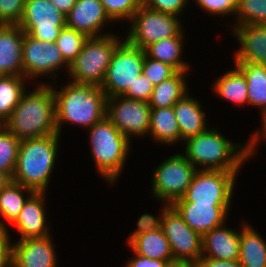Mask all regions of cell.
<instances>
[{
    "instance_id": "cell-1",
    "label": "cell",
    "mask_w": 266,
    "mask_h": 267,
    "mask_svg": "<svg viewBox=\"0 0 266 267\" xmlns=\"http://www.w3.org/2000/svg\"><path fill=\"white\" fill-rule=\"evenodd\" d=\"M40 82V83H39ZM26 90L3 126L19 140L58 133L52 82L39 81ZM29 91V92H28Z\"/></svg>"
},
{
    "instance_id": "cell-2",
    "label": "cell",
    "mask_w": 266,
    "mask_h": 267,
    "mask_svg": "<svg viewBox=\"0 0 266 267\" xmlns=\"http://www.w3.org/2000/svg\"><path fill=\"white\" fill-rule=\"evenodd\" d=\"M182 153L198 170H223L240 172L249 160L248 140L237 144L224 136L217 127H209L205 132L183 142Z\"/></svg>"
},
{
    "instance_id": "cell-3",
    "label": "cell",
    "mask_w": 266,
    "mask_h": 267,
    "mask_svg": "<svg viewBox=\"0 0 266 267\" xmlns=\"http://www.w3.org/2000/svg\"><path fill=\"white\" fill-rule=\"evenodd\" d=\"M54 86L56 128L60 136L64 123L88 130L106 116L107 96L101 87L71 81L59 90Z\"/></svg>"
},
{
    "instance_id": "cell-4",
    "label": "cell",
    "mask_w": 266,
    "mask_h": 267,
    "mask_svg": "<svg viewBox=\"0 0 266 267\" xmlns=\"http://www.w3.org/2000/svg\"><path fill=\"white\" fill-rule=\"evenodd\" d=\"M61 136L56 133L21 140L12 181L34 192H48Z\"/></svg>"
},
{
    "instance_id": "cell-5",
    "label": "cell",
    "mask_w": 266,
    "mask_h": 267,
    "mask_svg": "<svg viewBox=\"0 0 266 267\" xmlns=\"http://www.w3.org/2000/svg\"><path fill=\"white\" fill-rule=\"evenodd\" d=\"M90 152L96 172L108 185L113 186L124 171L132 142L105 116L87 130ZM130 152V153H129Z\"/></svg>"
},
{
    "instance_id": "cell-6",
    "label": "cell",
    "mask_w": 266,
    "mask_h": 267,
    "mask_svg": "<svg viewBox=\"0 0 266 267\" xmlns=\"http://www.w3.org/2000/svg\"><path fill=\"white\" fill-rule=\"evenodd\" d=\"M125 38L109 34L89 37L80 54L69 64L67 80L77 84L102 86L107 68L116 47Z\"/></svg>"
},
{
    "instance_id": "cell-7",
    "label": "cell",
    "mask_w": 266,
    "mask_h": 267,
    "mask_svg": "<svg viewBox=\"0 0 266 267\" xmlns=\"http://www.w3.org/2000/svg\"><path fill=\"white\" fill-rule=\"evenodd\" d=\"M197 170L182 153L170 155L153 169L152 198L172 205L185 195Z\"/></svg>"
},
{
    "instance_id": "cell-8",
    "label": "cell",
    "mask_w": 266,
    "mask_h": 267,
    "mask_svg": "<svg viewBox=\"0 0 266 267\" xmlns=\"http://www.w3.org/2000/svg\"><path fill=\"white\" fill-rule=\"evenodd\" d=\"M180 17L142 5L133 15L124 38L135 47L145 49L154 42L177 36L183 29Z\"/></svg>"
},
{
    "instance_id": "cell-9",
    "label": "cell",
    "mask_w": 266,
    "mask_h": 267,
    "mask_svg": "<svg viewBox=\"0 0 266 267\" xmlns=\"http://www.w3.org/2000/svg\"><path fill=\"white\" fill-rule=\"evenodd\" d=\"M145 51L124 39L115 49L101 89L107 98L123 95L142 74Z\"/></svg>"
},
{
    "instance_id": "cell-10",
    "label": "cell",
    "mask_w": 266,
    "mask_h": 267,
    "mask_svg": "<svg viewBox=\"0 0 266 267\" xmlns=\"http://www.w3.org/2000/svg\"><path fill=\"white\" fill-rule=\"evenodd\" d=\"M240 172L197 170L185 195L175 202L231 204Z\"/></svg>"
},
{
    "instance_id": "cell-11",
    "label": "cell",
    "mask_w": 266,
    "mask_h": 267,
    "mask_svg": "<svg viewBox=\"0 0 266 267\" xmlns=\"http://www.w3.org/2000/svg\"><path fill=\"white\" fill-rule=\"evenodd\" d=\"M23 76L32 81L43 76L47 79H57V72L65 69L68 73L69 64L64 60L58 46L53 42L33 38L24 34L22 45Z\"/></svg>"
},
{
    "instance_id": "cell-12",
    "label": "cell",
    "mask_w": 266,
    "mask_h": 267,
    "mask_svg": "<svg viewBox=\"0 0 266 267\" xmlns=\"http://www.w3.org/2000/svg\"><path fill=\"white\" fill-rule=\"evenodd\" d=\"M151 109L149 102L118 95L107 98L106 116L132 141L135 137L144 139L148 136Z\"/></svg>"
},
{
    "instance_id": "cell-13",
    "label": "cell",
    "mask_w": 266,
    "mask_h": 267,
    "mask_svg": "<svg viewBox=\"0 0 266 267\" xmlns=\"http://www.w3.org/2000/svg\"><path fill=\"white\" fill-rule=\"evenodd\" d=\"M18 25L35 39L55 43L66 26V15L51 0H26Z\"/></svg>"
},
{
    "instance_id": "cell-14",
    "label": "cell",
    "mask_w": 266,
    "mask_h": 267,
    "mask_svg": "<svg viewBox=\"0 0 266 267\" xmlns=\"http://www.w3.org/2000/svg\"><path fill=\"white\" fill-rule=\"evenodd\" d=\"M161 229L170 243L174 260L197 263L202 257V236L191 229L171 205L162 218Z\"/></svg>"
},
{
    "instance_id": "cell-15",
    "label": "cell",
    "mask_w": 266,
    "mask_h": 267,
    "mask_svg": "<svg viewBox=\"0 0 266 267\" xmlns=\"http://www.w3.org/2000/svg\"><path fill=\"white\" fill-rule=\"evenodd\" d=\"M112 22L100 0H76L66 15V26L85 34L88 38L111 34L103 28Z\"/></svg>"
},
{
    "instance_id": "cell-16",
    "label": "cell",
    "mask_w": 266,
    "mask_h": 267,
    "mask_svg": "<svg viewBox=\"0 0 266 267\" xmlns=\"http://www.w3.org/2000/svg\"><path fill=\"white\" fill-rule=\"evenodd\" d=\"M172 206L183 217L184 222L203 236L208 231L223 225L230 216L231 204H196V202H174ZM229 214V215H228Z\"/></svg>"
},
{
    "instance_id": "cell-17",
    "label": "cell",
    "mask_w": 266,
    "mask_h": 267,
    "mask_svg": "<svg viewBox=\"0 0 266 267\" xmlns=\"http://www.w3.org/2000/svg\"><path fill=\"white\" fill-rule=\"evenodd\" d=\"M27 238L13 241L12 267H58L54 238Z\"/></svg>"
},
{
    "instance_id": "cell-18",
    "label": "cell",
    "mask_w": 266,
    "mask_h": 267,
    "mask_svg": "<svg viewBox=\"0 0 266 267\" xmlns=\"http://www.w3.org/2000/svg\"><path fill=\"white\" fill-rule=\"evenodd\" d=\"M46 192H34L12 223L20 235L17 240L44 238L52 234L47 222ZM48 223V224H47Z\"/></svg>"
},
{
    "instance_id": "cell-19",
    "label": "cell",
    "mask_w": 266,
    "mask_h": 267,
    "mask_svg": "<svg viewBox=\"0 0 266 267\" xmlns=\"http://www.w3.org/2000/svg\"><path fill=\"white\" fill-rule=\"evenodd\" d=\"M230 30L240 47L233 54V63L250 62L266 66V25L243 24Z\"/></svg>"
},
{
    "instance_id": "cell-20",
    "label": "cell",
    "mask_w": 266,
    "mask_h": 267,
    "mask_svg": "<svg viewBox=\"0 0 266 267\" xmlns=\"http://www.w3.org/2000/svg\"><path fill=\"white\" fill-rule=\"evenodd\" d=\"M227 222L202 236V257L236 261L240 251V229L226 227Z\"/></svg>"
},
{
    "instance_id": "cell-21",
    "label": "cell",
    "mask_w": 266,
    "mask_h": 267,
    "mask_svg": "<svg viewBox=\"0 0 266 267\" xmlns=\"http://www.w3.org/2000/svg\"><path fill=\"white\" fill-rule=\"evenodd\" d=\"M24 34L19 25H0V76H23Z\"/></svg>"
},
{
    "instance_id": "cell-22",
    "label": "cell",
    "mask_w": 266,
    "mask_h": 267,
    "mask_svg": "<svg viewBox=\"0 0 266 267\" xmlns=\"http://www.w3.org/2000/svg\"><path fill=\"white\" fill-rule=\"evenodd\" d=\"M187 93L173 106L180 128V142L205 132L209 127L202 102Z\"/></svg>"
},
{
    "instance_id": "cell-23",
    "label": "cell",
    "mask_w": 266,
    "mask_h": 267,
    "mask_svg": "<svg viewBox=\"0 0 266 267\" xmlns=\"http://www.w3.org/2000/svg\"><path fill=\"white\" fill-rule=\"evenodd\" d=\"M240 251L239 262L242 267H266V241L252 224L244 219L239 221ZM242 222V223H241Z\"/></svg>"
},
{
    "instance_id": "cell-24",
    "label": "cell",
    "mask_w": 266,
    "mask_h": 267,
    "mask_svg": "<svg viewBox=\"0 0 266 267\" xmlns=\"http://www.w3.org/2000/svg\"><path fill=\"white\" fill-rule=\"evenodd\" d=\"M185 31L183 29L177 36L150 44L144 49L145 55L171 65L176 71H191L190 63L182 57Z\"/></svg>"
},
{
    "instance_id": "cell-25",
    "label": "cell",
    "mask_w": 266,
    "mask_h": 267,
    "mask_svg": "<svg viewBox=\"0 0 266 267\" xmlns=\"http://www.w3.org/2000/svg\"><path fill=\"white\" fill-rule=\"evenodd\" d=\"M149 137L152 142L168 146L180 143V128L172 107L152 108Z\"/></svg>"
},
{
    "instance_id": "cell-26",
    "label": "cell",
    "mask_w": 266,
    "mask_h": 267,
    "mask_svg": "<svg viewBox=\"0 0 266 267\" xmlns=\"http://www.w3.org/2000/svg\"><path fill=\"white\" fill-rule=\"evenodd\" d=\"M33 193V190L12 180L0 190V230L10 233V225L17 219L25 202Z\"/></svg>"
},
{
    "instance_id": "cell-27",
    "label": "cell",
    "mask_w": 266,
    "mask_h": 267,
    "mask_svg": "<svg viewBox=\"0 0 266 267\" xmlns=\"http://www.w3.org/2000/svg\"><path fill=\"white\" fill-rule=\"evenodd\" d=\"M212 87L220 99L233 103V105L243 107L248 105V85L244 74L235 65L233 69L219 76Z\"/></svg>"
},
{
    "instance_id": "cell-28",
    "label": "cell",
    "mask_w": 266,
    "mask_h": 267,
    "mask_svg": "<svg viewBox=\"0 0 266 267\" xmlns=\"http://www.w3.org/2000/svg\"><path fill=\"white\" fill-rule=\"evenodd\" d=\"M128 247L133 253L150 259L174 260L170 243L161 228L135 237Z\"/></svg>"
},
{
    "instance_id": "cell-29",
    "label": "cell",
    "mask_w": 266,
    "mask_h": 267,
    "mask_svg": "<svg viewBox=\"0 0 266 267\" xmlns=\"http://www.w3.org/2000/svg\"><path fill=\"white\" fill-rule=\"evenodd\" d=\"M246 79L248 105L259 108L260 116L266 114V66L250 62L234 64Z\"/></svg>"
},
{
    "instance_id": "cell-30",
    "label": "cell",
    "mask_w": 266,
    "mask_h": 267,
    "mask_svg": "<svg viewBox=\"0 0 266 267\" xmlns=\"http://www.w3.org/2000/svg\"><path fill=\"white\" fill-rule=\"evenodd\" d=\"M189 71H177L172 77L155 85L149 105L151 108L172 107L189 91L186 77ZM186 75V76H185Z\"/></svg>"
},
{
    "instance_id": "cell-31",
    "label": "cell",
    "mask_w": 266,
    "mask_h": 267,
    "mask_svg": "<svg viewBox=\"0 0 266 267\" xmlns=\"http://www.w3.org/2000/svg\"><path fill=\"white\" fill-rule=\"evenodd\" d=\"M24 76H0V125L10 117L27 89Z\"/></svg>"
},
{
    "instance_id": "cell-32",
    "label": "cell",
    "mask_w": 266,
    "mask_h": 267,
    "mask_svg": "<svg viewBox=\"0 0 266 267\" xmlns=\"http://www.w3.org/2000/svg\"><path fill=\"white\" fill-rule=\"evenodd\" d=\"M230 28L243 24L266 25V0H237V8Z\"/></svg>"
},
{
    "instance_id": "cell-33",
    "label": "cell",
    "mask_w": 266,
    "mask_h": 267,
    "mask_svg": "<svg viewBox=\"0 0 266 267\" xmlns=\"http://www.w3.org/2000/svg\"><path fill=\"white\" fill-rule=\"evenodd\" d=\"M21 140L0 125V170L13 176Z\"/></svg>"
},
{
    "instance_id": "cell-34",
    "label": "cell",
    "mask_w": 266,
    "mask_h": 267,
    "mask_svg": "<svg viewBox=\"0 0 266 267\" xmlns=\"http://www.w3.org/2000/svg\"><path fill=\"white\" fill-rule=\"evenodd\" d=\"M87 39L85 34L64 26L55 44L61 51L64 60L70 64L80 54Z\"/></svg>"
},
{
    "instance_id": "cell-35",
    "label": "cell",
    "mask_w": 266,
    "mask_h": 267,
    "mask_svg": "<svg viewBox=\"0 0 266 267\" xmlns=\"http://www.w3.org/2000/svg\"><path fill=\"white\" fill-rule=\"evenodd\" d=\"M113 24L132 19L134 13L143 5V0H100Z\"/></svg>"
},
{
    "instance_id": "cell-36",
    "label": "cell",
    "mask_w": 266,
    "mask_h": 267,
    "mask_svg": "<svg viewBox=\"0 0 266 267\" xmlns=\"http://www.w3.org/2000/svg\"><path fill=\"white\" fill-rule=\"evenodd\" d=\"M177 71L169 64L145 55L142 74L155 86L172 77Z\"/></svg>"
},
{
    "instance_id": "cell-37",
    "label": "cell",
    "mask_w": 266,
    "mask_h": 267,
    "mask_svg": "<svg viewBox=\"0 0 266 267\" xmlns=\"http://www.w3.org/2000/svg\"><path fill=\"white\" fill-rule=\"evenodd\" d=\"M161 204L162 206L161 209H159V213L158 215H153V214H150V213H143L139 219L137 220V227L136 229H134V231H132L130 233V235L128 236L127 238V245L137 236L141 235V234H144V233H148L150 231H154L156 229H160L161 228V224H162V218H163V215H164V212L171 206L170 204L168 203H164V202H161L159 203Z\"/></svg>"
},
{
    "instance_id": "cell-38",
    "label": "cell",
    "mask_w": 266,
    "mask_h": 267,
    "mask_svg": "<svg viewBox=\"0 0 266 267\" xmlns=\"http://www.w3.org/2000/svg\"><path fill=\"white\" fill-rule=\"evenodd\" d=\"M193 0H191L192 2ZM201 12L210 16H235L237 0H194Z\"/></svg>"
},
{
    "instance_id": "cell-39",
    "label": "cell",
    "mask_w": 266,
    "mask_h": 267,
    "mask_svg": "<svg viewBox=\"0 0 266 267\" xmlns=\"http://www.w3.org/2000/svg\"><path fill=\"white\" fill-rule=\"evenodd\" d=\"M26 0H0V25H18Z\"/></svg>"
},
{
    "instance_id": "cell-40",
    "label": "cell",
    "mask_w": 266,
    "mask_h": 267,
    "mask_svg": "<svg viewBox=\"0 0 266 267\" xmlns=\"http://www.w3.org/2000/svg\"><path fill=\"white\" fill-rule=\"evenodd\" d=\"M189 0H143V5L163 13L182 16Z\"/></svg>"
},
{
    "instance_id": "cell-41",
    "label": "cell",
    "mask_w": 266,
    "mask_h": 267,
    "mask_svg": "<svg viewBox=\"0 0 266 267\" xmlns=\"http://www.w3.org/2000/svg\"><path fill=\"white\" fill-rule=\"evenodd\" d=\"M154 85L143 75L137 77L133 86H130L123 96L135 100L149 102Z\"/></svg>"
},
{
    "instance_id": "cell-42",
    "label": "cell",
    "mask_w": 266,
    "mask_h": 267,
    "mask_svg": "<svg viewBox=\"0 0 266 267\" xmlns=\"http://www.w3.org/2000/svg\"><path fill=\"white\" fill-rule=\"evenodd\" d=\"M6 230H0V267H12L13 243Z\"/></svg>"
},
{
    "instance_id": "cell-43",
    "label": "cell",
    "mask_w": 266,
    "mask_h": 267,
    "mask_svg": "<svg viewBox=\"0 0 266 267\" xmlns=\"http://www.w3.org/2000/svg\"><path fill=\"white\" fill-rule=\"evenodd\" d=\"M261 119V124L259 129L255 130L252 132V134L249 137L248 144H249V160L253 159L252 157L259 152V144L260 142H266V114L262 117ZM258 148V149H257Z\"/></svg>"
},
{
    "instance_id": "cell-44",
    "label": "cell",
    "mask_w": 266,
    "mask_h": 267,
    "mask_svg": "<svg viewBox=\"0 0 266 267\" xmlns=\"http://www.w3.org/2000/svg\"><path fill=\"white\" fill-rule=\"evenodd\" d=\"M131 258H128L125 264V267H165L167 261L150 259L147 257H143L141 255H137L135 253Z\"/></svg>"
},
{
    "instance_id": "cell-45",
    "label": "cell",
    "mask_w": 266,
    "mask_h": 267,
    "mask_svg": "<svg viewBox=\"0 0 266 267\" xmlns=\"http://www.w3.org/2000/svg\"><path fill=\"white\" fill-rule=\"evenodd\" d=\"M197 267H242L239 260L227 261L215 258L201 257Z\"/></svg>"
},
{
    "instance_id": "cell-46",
    "label": "cell",
    "mask_w": 266,
    "mask_h": 267,
    "mask_svg": "<svg viewBox=\"0 0 266 267\" xmlns=\"http://www.w3.org/2000/svg\"><path fill=\"white\" fill-rule=\"evenodd\" d=\"M51 2L57 7L58 10L67 15L75 5L76 0H51Z\"/></svg>"
},
{
    "instance_id": "cell-47",
    "label": "cell",
    "mask_w": 266,
    "mask_h": 267,
    "mask_svg": "<svg viewBox=\"0 0 266 267\" xmlns=\"http://www.w3.org/2000/svg\"><path fill=\"white\" fill-rule=\"evenodd\" d=\"M165 267H197V263L187 260H172Z\"/></svg>"
},
{
    "instance_id": "cell-48",
    "label": "cell",
    "mask_w": 266,
    "mask_h": 267,
    "mask_svg": "<svg viewBox=\"0 0 266 267\" xmlns=\"http://www.w3.org/2000/svg\"><path fill=\"white\" fill-rule=\"evenodd\" d=\"M11 180V177L7 173L0 170V190L5 187Z\"/></svg>"
}]
</instances>
